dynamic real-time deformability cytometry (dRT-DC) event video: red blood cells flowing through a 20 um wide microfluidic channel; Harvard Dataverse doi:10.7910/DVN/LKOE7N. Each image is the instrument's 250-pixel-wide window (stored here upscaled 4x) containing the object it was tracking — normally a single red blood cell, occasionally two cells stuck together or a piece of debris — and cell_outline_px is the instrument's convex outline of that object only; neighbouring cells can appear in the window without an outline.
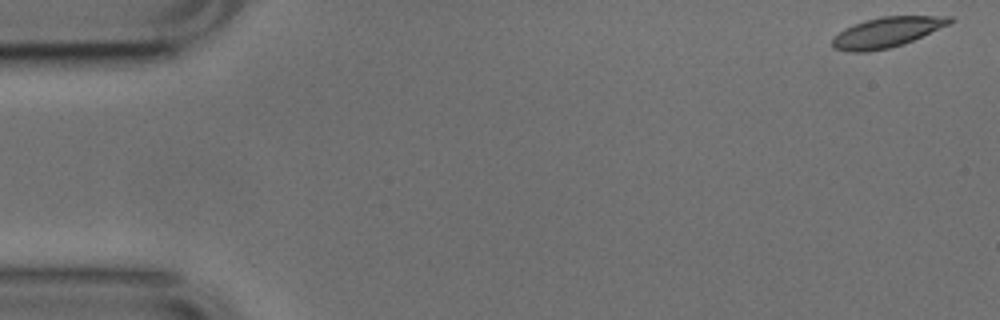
{"species": "common noctule bat (a hibernating species)", "species_latin": "Nyctalus noctula", "temperature_condition": "cold", "stored_images_in_passage": 6, "segment_of_instrument_passage": [2, 2], "camera_frame_rate_fps": 3000, "um_per_image_px": 0.085, "animal": {"sex": "male", "body_mass_g": 17.9, "forearm_length_mm": 54.2}, "frame": {"image": 1, "passage_image": 6, "time_ms": 1.667, "image_size_px": [1000, 320], "cell_outline_px": [[956, 20], [948, 24], [904, 44], [888, 48], [868, 52], [848, 52], [832, 48], [832, 36], [844, 28], [852, 24], [864, 20], [884, 16], [952, 16]], "centroid_in_image_um": [75.31, 2.74], "position_along_channel_um": 9.7, "area_um2": 20.75}}